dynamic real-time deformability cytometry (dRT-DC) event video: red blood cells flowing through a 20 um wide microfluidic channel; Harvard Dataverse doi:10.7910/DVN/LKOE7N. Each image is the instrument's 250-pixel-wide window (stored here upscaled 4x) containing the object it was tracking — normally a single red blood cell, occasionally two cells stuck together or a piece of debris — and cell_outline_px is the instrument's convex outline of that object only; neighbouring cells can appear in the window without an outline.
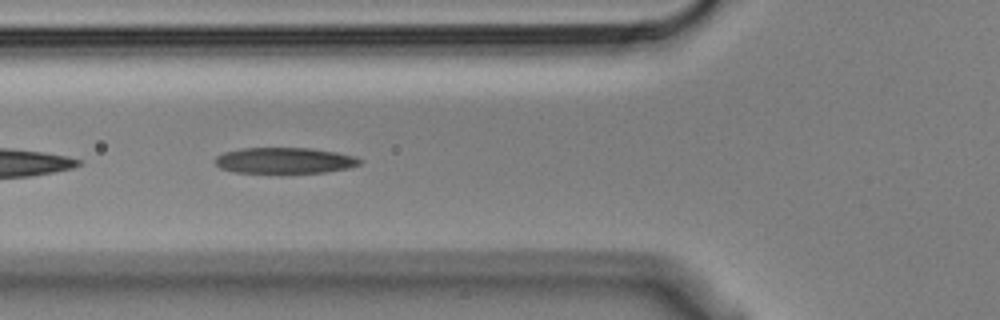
{"species": "Egyptian fruit bat (a non-hibernating species)", "species_latin": "Rousettus aegyptiacus", "temperature_condition": "cold", "stored_images_in_passage": 15, "camera_frame_rate_fps": 3000, "um_per_image_px": 0.085, "animal": {"sex": "male"}, "frame": {"image": 1, "passage_image": 5, "time_ms": 1.333, "image_size_px": [1000, 320], "cell_outline_px": [[364, 160], [360, 164], [348, 168], [324, 172], [236, 172], [220, 168], [216, 164], [216, 156], [224, 152], [240, 148], [312, 148], [336, 152], [356, 156]], "centroid_in_image_um": [24.22, 13.63], "position_along_channel_um": 101.6, "area_um2": 21.73}}
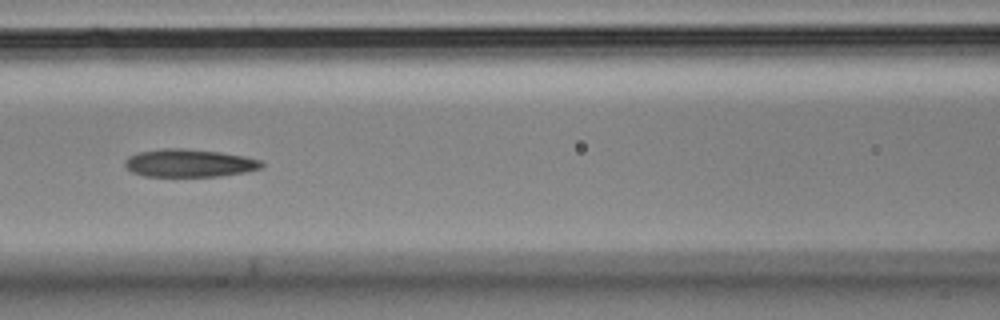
{"frame": {"image": 2, "passage_image": 9, "time_ms": 2.667, "image_size_px": [1000, 320], "cell_outline_px": [[264, 164], [260, 168], [244, 172], [220, 176], [144, 176], [132, 172], [124, 164], [124, 160], [128, 156], [136, 152], [164, 148], [184, 148], [220, 152], [244, 156], [264, 160]], "centroid_in_image_um": [16.07, 13.85], "position_along_channel_um": 150.5, "area_um2": 22.31}}